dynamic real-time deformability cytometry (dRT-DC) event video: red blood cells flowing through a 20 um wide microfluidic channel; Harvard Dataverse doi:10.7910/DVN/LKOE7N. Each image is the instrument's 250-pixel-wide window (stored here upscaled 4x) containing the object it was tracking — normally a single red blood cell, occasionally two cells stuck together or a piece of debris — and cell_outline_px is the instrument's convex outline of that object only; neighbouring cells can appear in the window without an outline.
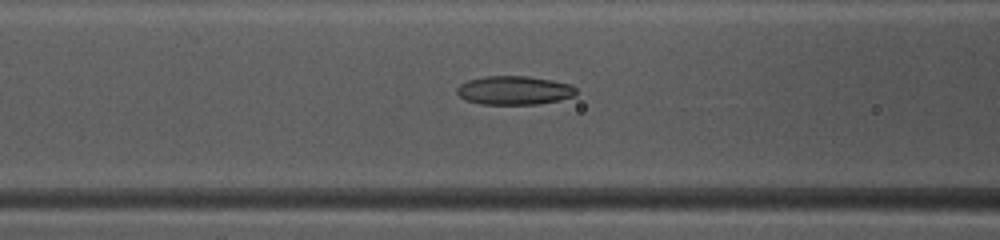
{"species": "common noctule bat (a hibernating species)", "species_latin": "Nyctalus noctula", "temperature_condition": "warm", "stored_images_in_passage": 48, "camera_frame_rate_fps": 3000, "um_per_image_px": 0.085, "animal": {"sex": "female", "body_mass_g": 10.0, "forearm_length_mm": 53.1}, "frame": {"image": 1, "passage_image": 20, "time_ms": 6.333, "image_size_px": [1000, 240], "cell_outline_px": [[576, 96], [560, 100], [536, 104], [480, 104], [464, 100], [456, 92], [456, 88], [460, 84], [468, 80], [484, 76], [528, 76], [552, 80], [568, 84], [576, 88]], "centroid_in_image_um": [43.69, 7.68], "position_along_channel_um": 122.9, "area_um2": 20.06}}
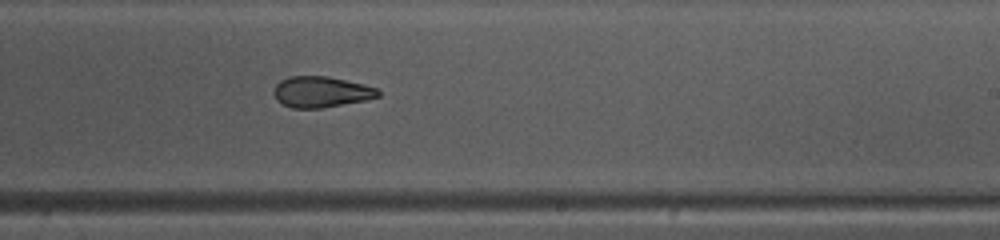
{"frame": {"image": 2, "passage_image": 30, "time_ms": 9.667, "image_size_px": [1000, 240], "cell_outline_px": [[380, 96], [364, 100], [320, 108], [292, 108], [276, 100], [272, 92], [276, 84], [280, 80], [288, 76], [328, 76], [376, 88], [380, 92]], "centroid_in_image_um": [27.23, 7.81], "position_along_channel_um": 261.8, "area_um2": 18.61}}
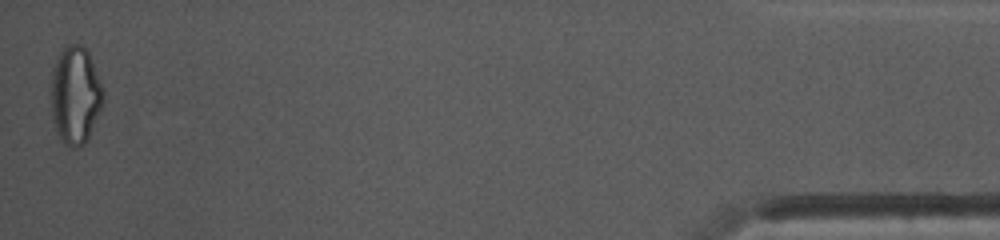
{"frame": {"image": 3, "passage_image": 48, "time_ms": 15.667, "image_size_px": [1000, 240], "cell_outline_px": [[104, 100], [88, 140], [84, 144], [76, 148], [72, 148], [64, 144], [60, 140], [56, 132], [52, 116], [52, 68], [64, 44], [80, 44], [88, 52], [104, 92]], "centroid_in_image_um": [6.4, 8.12], "position_along_channel_um": 428.8, "area_um2": 29.71}, "authors_computed_cell_mechanics": {"area_um2": 20.9236, "velocity_mm_per_s": 4.1584, "shape_relaxation_time_tau1_ms": 4.4171, "shape_relaxation_time_tau2_ms": 2.9664, "deformation_change_tau1": 0.1707, "deformation_change_tau2": 0.0994}}